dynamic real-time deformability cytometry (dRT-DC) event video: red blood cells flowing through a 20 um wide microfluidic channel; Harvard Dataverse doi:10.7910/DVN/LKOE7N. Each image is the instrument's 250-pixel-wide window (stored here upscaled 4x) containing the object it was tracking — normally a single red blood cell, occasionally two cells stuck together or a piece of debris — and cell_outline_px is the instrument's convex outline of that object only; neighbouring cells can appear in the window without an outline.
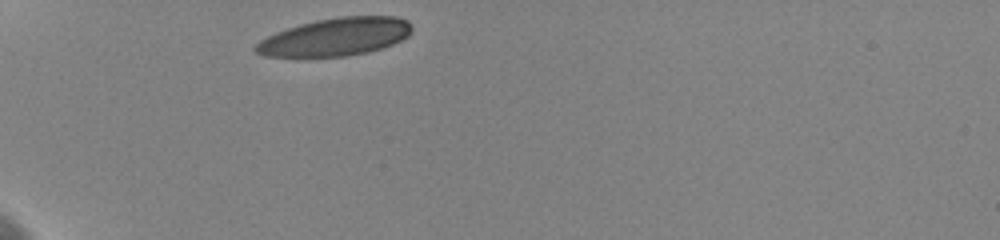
{"species": "human", "species_latin": "Homo sapiens", "temperature_condition": "cold", "stored_images_in_passage": 5, "camera_frame_rate_fps": 3000, "um_per_image_px": 0.085, "donor": {"sex": "female"}, "frame": {"image": 1, "passage_image": 1, "time_ms": 0.0, "image_size_px": [1000, 240], "cell_outline_px": [[412, 32], [408, 36], [392, 44], [368, 52], [344, 56], [264, 56], [256, 52], [252, 48], [260, 40], [276, 32], [300, 24], [316, 20], [340, 16], [396, 16], [408, 20], [412, 24]], "centroid_in_image_um": [28.53, 3.12], "position_along_channel_um": 56.5, "area_um2": 34.33}}